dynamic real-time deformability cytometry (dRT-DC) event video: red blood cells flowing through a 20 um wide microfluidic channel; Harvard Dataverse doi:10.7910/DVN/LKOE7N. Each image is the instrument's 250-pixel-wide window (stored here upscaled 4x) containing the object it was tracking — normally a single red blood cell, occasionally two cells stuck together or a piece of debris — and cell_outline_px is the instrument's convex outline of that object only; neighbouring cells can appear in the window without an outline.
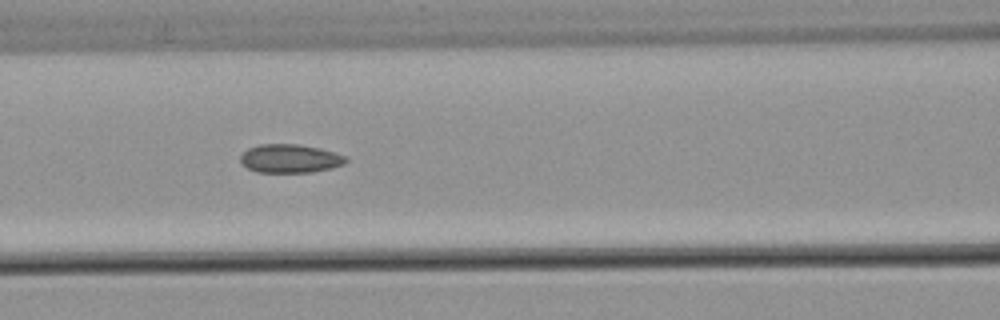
{"species": "common noctule bat (a hibernating species)", "species_latin": "Nyctalus noctula", "temperature_condition": "warm", "stored_images_in_passage": 37, "camera_frame_rate_fps": 3000, "um_per_image_px": 0.085, "animal": {"sex": "male", "body_mass_g": 21.5, "forearm_length_mm": 52.0}, "frame": {"image": 1, "passage_image": 6, "time_ms": 1.667, "image_size_px": [1000, 320], "cell_outline_px": [[348, 160], [344, 164], [332, 168], [312, 172], [256, 172], [240, 164], [240, 156], [248, 148], [260, 144], [296, 144], [320, 148], [348, 156]], "centroid_in_image_um": [24.66, 13.48], "position_along_channel_um": 141.9, "area_um2": 17.69}}
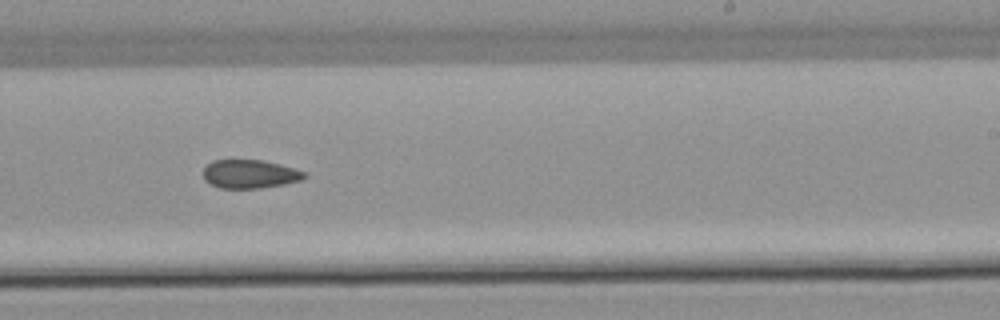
{"frame": {"image": 2, "passage_image": 16, "time_ms": 5.0, "image_size_px": [1000, 320], "cell_outline_px": [[308, 176], [300, 180], [284, 184], [260, 188], [220, 188], [204, 180], [204, 168], [212, 160], [260, 160], [280, 164], [308, 172]], "centroid_in_image_um": [21.27, 14.79], "position_along_channel_um": 267.7, "area_um2": 16.82}}